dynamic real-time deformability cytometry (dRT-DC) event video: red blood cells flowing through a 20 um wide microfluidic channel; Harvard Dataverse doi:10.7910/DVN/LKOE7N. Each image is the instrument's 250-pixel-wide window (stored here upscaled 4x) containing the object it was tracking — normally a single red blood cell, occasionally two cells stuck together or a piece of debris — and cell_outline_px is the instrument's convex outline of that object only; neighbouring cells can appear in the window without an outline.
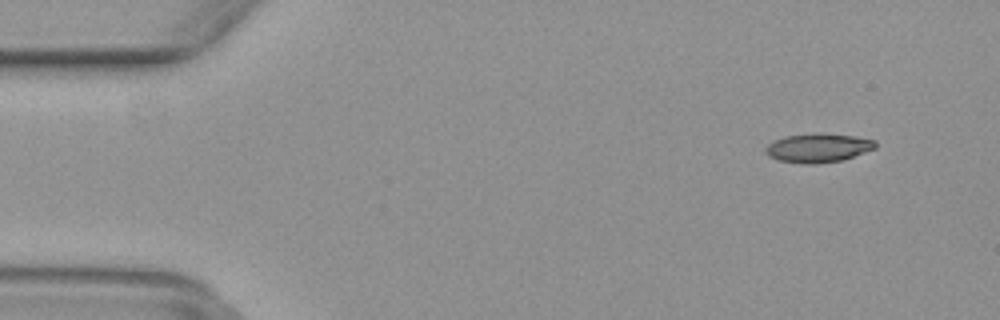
{"species": "common noctule bat (a hibernating species)", "species_latin": "Nyctalus noctula", "temperature_condition": "warm", "stored_images_in_passage": 49, "camera_frame_rate_fps": 3000, "um_per_image_px": 0.085, "animal": {"sex": "female", "body_mass_g": 29.2, "forearm_length_mm": 56.3}, "frame": {"image": 1, "passage_image": 3, "time_ms": 0.667, "image_size_px": [1000, 320], "cell_outline_px": [[876, 148], [844, 160], [812, 164], [804, 164], [780, 160], [768, 156], [764, 152], [764, 148], [768, 144], [784, 136], [852, 136], [876, 140]], "centroid_in_image_um": [69.53, 12.63], "position_along_channel_um": 15.5, "area_um2": 17.63}}
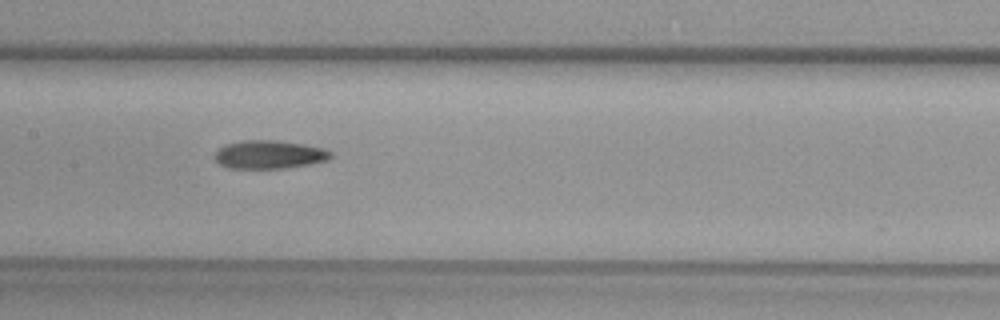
{"frame": {"image": 2, "passage_image": 23, "time_ms": 7.333, "image_size_px": [1000, 320], "cell_outline_px": [[332, 156], [328, 160], [288, 168], [228, 168], [220, 164], [212, 156], [224, 144], [240, 140], [276, 140], [304, 144], [324, 148], [332, 152]], "centroid_in_image_um": [22.88, 13.13], "position_along_channel_um": 184.5, "area_um2": 19.31}}
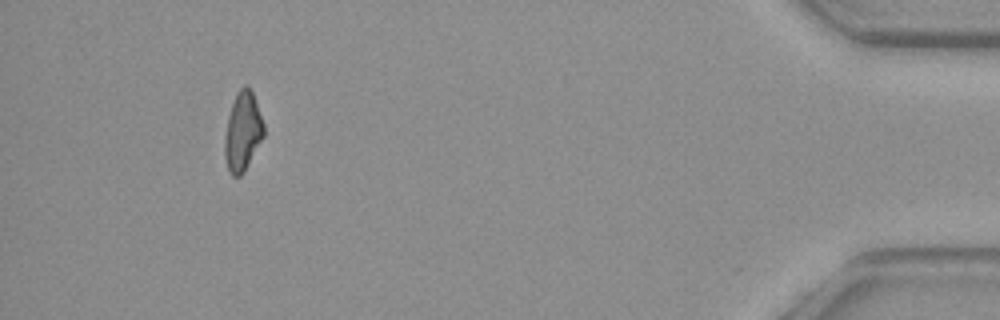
{"frame": {"image": 3, "passage_image": 45, "time_ms": 14.667, "image_size_px": [1000, 320], "cell_outline_px": [[264, 136], [244, 172], [240, 176], [232, 176], [228, 172], [224, 156], [224, 140], [228, 116], [236, 92], [244, 84], [248, 84], [252, 92], [264, 124]], "centroid_in_image_um": [20.61, 11.19], "position_along_channel_um": 414.6, "area_um2": 18.09}}